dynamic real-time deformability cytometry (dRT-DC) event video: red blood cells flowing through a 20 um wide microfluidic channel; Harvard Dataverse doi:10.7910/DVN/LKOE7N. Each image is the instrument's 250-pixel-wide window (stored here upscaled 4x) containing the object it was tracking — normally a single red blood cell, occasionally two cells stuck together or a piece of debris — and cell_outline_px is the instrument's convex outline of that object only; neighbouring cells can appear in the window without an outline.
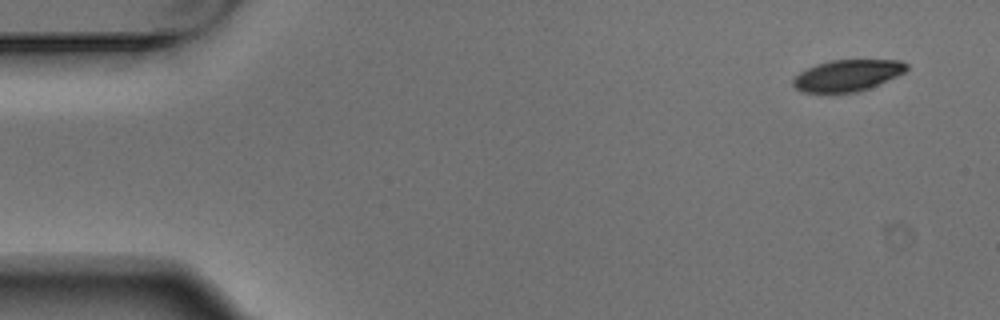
{"species": "Egyptian fruit bat (a non-hibernating species)", "species_latin": "Rousettus aegyptiacus", "temperature_condition": "warm", "stored_images_in_passage": 4, "camera_frame_rate_fps": 3000, "um_per_image_px": 0.085, "animal": {"sex": "male"}, "frame": {"image": 1, "passage_image": 1, "time_ms": 0.0, "image_size_px": [1000, 320], "cell_outline_px": [[908, 68], [904, 72], [896, 76], [868, 88], [856, 92], [800, 92], [792, 84], [792, 80], [800, 72], [816, 64], [832, 60], [900, 60], [908, 64]], "centroid_in_image_um": [72.01, 6.4], "position_along_channel_um": 13.0, "area_um2": 20.52}}
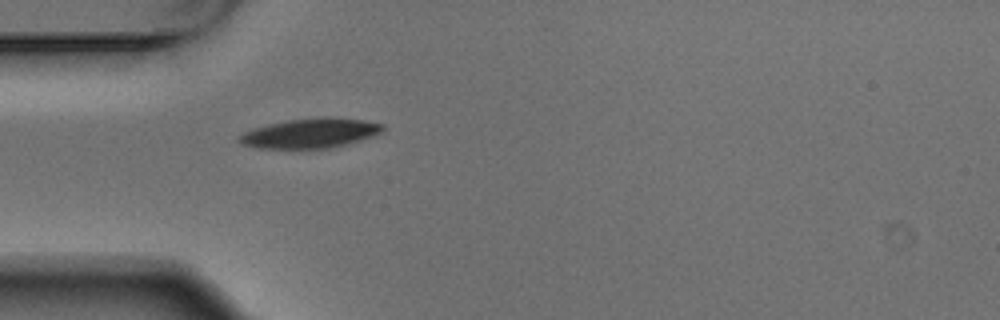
{"frame": {"image": 2, "passage_image": 4, "time_ms": 1.0, "image_size_px": [1000, 320], "cell_outline_px": [[384, 128], [380, 132], [372, 136], [360, 140], [332, 148], [260, 148], [244, 144], [236, 140], [244, 132], [252, 128], [268, 124], [288, 120], [324, 116], [328, 116], [364, 120], [384, 124]], "centroid_in_image_um": [26.39, 11.31], "position_along_channel_um": 58.6, "area_um2": 24.74}}